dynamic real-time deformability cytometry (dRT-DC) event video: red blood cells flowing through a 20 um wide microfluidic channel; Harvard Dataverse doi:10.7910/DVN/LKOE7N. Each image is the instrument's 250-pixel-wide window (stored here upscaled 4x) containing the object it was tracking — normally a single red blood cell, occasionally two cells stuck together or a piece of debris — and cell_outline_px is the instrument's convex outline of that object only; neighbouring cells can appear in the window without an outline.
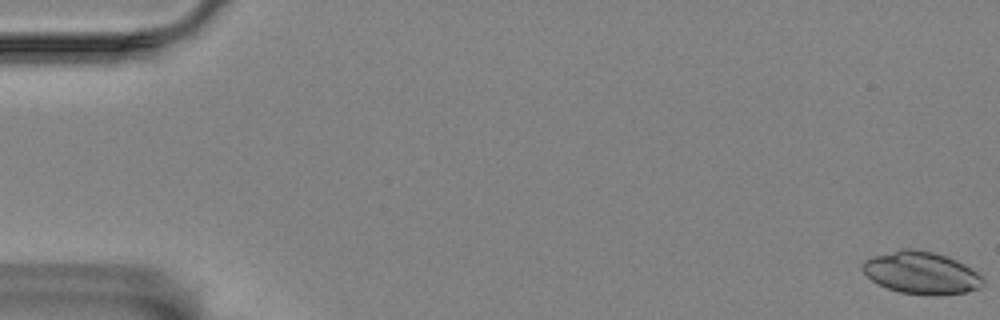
{"species": "Egyptian fruit bat (a non-hibernating species)", "species_latin": "Rousettus aegyptiacus", "temperature_condition": "room temperature", "stored_images_in_passage": 58, "camera_frame_rate_fps": 3000, "um_per_image_px": 0.085, "animal": {"sex": "female"}, "frame": {"image": 1, "passage_image": 1, "time_ms": 0.0, "image_size_px": [1000, 320], "cell_outline_px": [[984, 284], [980, 288], [964, 292], [940, 296], [932, 296], [900, 292], [888, 288], [872, 280], [860, 268], [860, 264], [864, 260], [900, 248], [912, 248], [932, 252], [956, 260], [964, 264], [984, 276]], "centroid_in_image_um": [78.33, 23.2], "position_along_channel_um": 6.7, "area_um2": 29.77}}
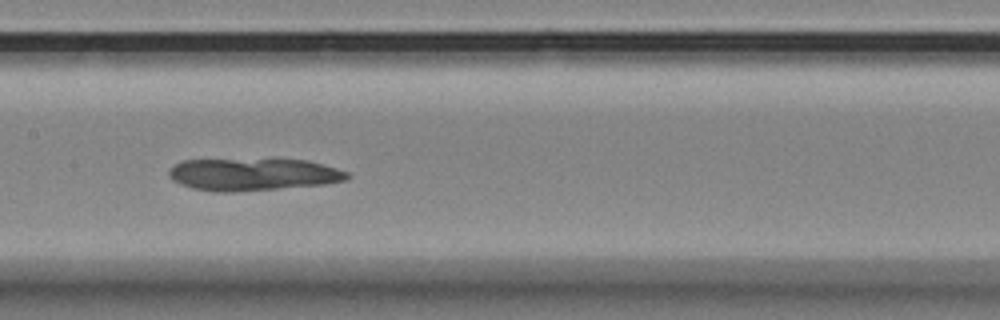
{"frame": {"image": 2, "passage_image": 29, "time_ms": 9.333, "image_size_px": [1000, 320], "cell_outline_px": [[352, 176], [348, 180], [324, 184], [236, 192], [212, 192], [192, 188], [180, 184], [172, 180], [168, 176], [168, 172], [176, 164], [184, 160], [272, 156], [308, 160], [324, 164], [348, 172]], "centroid_in_image_um": [21.54, 14.77], "position_along_channel_um": 185.9, "area_um2": 35.26}}
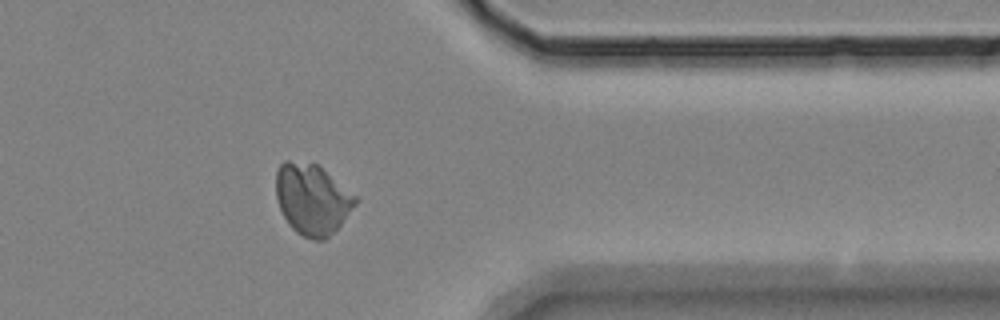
{"frame": {"image": 3, "passage_image": 47, "time_ms": 15.333, "image_size_px": [1000, 320], "cell_outline_px": [[360, 200], [340, 224], [324, 240], [312, 240], [296, 232], [288, 224], [280, 208], [276, 196], [276, 172], [280, 164], [284, 160], [312, 160], [356, 196]], "centroid_in_image_um": [26.52, 16.89], "position_along_channel_um": 384.9, "area_um2": 32.83}}